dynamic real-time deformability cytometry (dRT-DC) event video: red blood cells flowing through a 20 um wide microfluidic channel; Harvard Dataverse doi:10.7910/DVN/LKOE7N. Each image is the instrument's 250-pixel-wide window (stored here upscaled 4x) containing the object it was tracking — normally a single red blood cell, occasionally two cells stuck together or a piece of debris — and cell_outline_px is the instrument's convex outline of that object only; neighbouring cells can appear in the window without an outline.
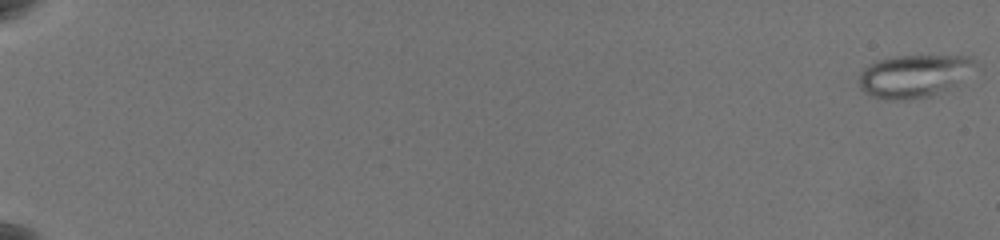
{"species": "common noctule bat (a hibernating species)", "species_latin": "Nyctalus noctula", "temperature_condition": "warm", "stored_images_in_passage": 63, "camera_frame_rate_fps": 3000, "um_per_image_px": 0.085, "animal": {"sex": "female", "body_mass_g": 19.5, "forearm_length_mm": 54.1}, "frame": {"image": 1, "passage_image": 1, "time_ms": 0.0, "image_size_px": [1000, 240], "cell_outline_px": [[984, 68], [932, 96], [908, 100], [892, 100], [872, 96], [860, 88], [860, 72], [864, 68], [880, 60], [900, 56], [964, 56], [972, 60]], "centroid_in_image_um": [77.78, 6.46], "position_along_channel_um": 7.2, "area_um2": 28.9}}
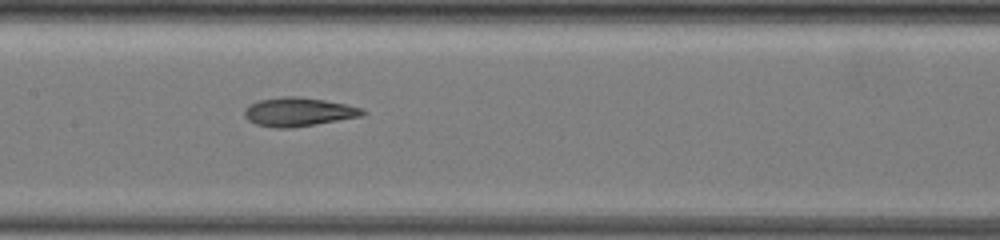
{"frame": {"image": 2, "passage_image": 36, "time_ms": 11.667, "image_size_px": [1000, 240], "cell_outline_px": [[368, 112], [360, 116], [316, 124], [292, 128], [276, 128], [256, 124], [248, 120], [244, 116], [244, 108], [248, 104], [260, 100], [284, 96], [300, 96], [324, 100], [364, 108]], "centroid_in_image_um": [25.35, 9.51], "position_along_channel_um": 182.1, "area_um2": 19.83}}
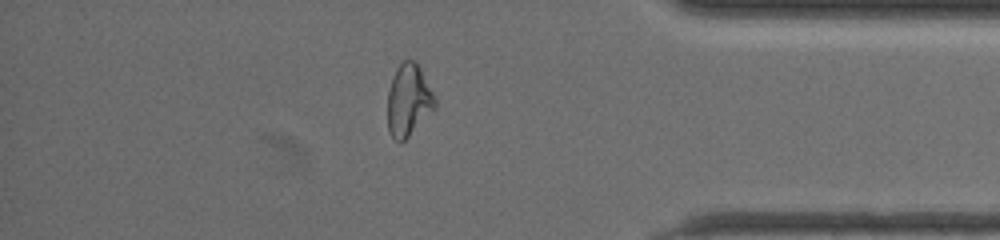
{"frame": {"image": 3, "passage_image": 56, "time_ms": 18.333, "image_size_px": [1000, 240], "cell_outline_px": [[436, 108], [400, 144], [388, 132], [388, 92], [392, 76], [396, 68], [404, 60], [416, 60], [436, 100]], "centroid_in_image_um": [34.71, 8.52], "position_along_channel_um": 400.5, "area_um2": 19.77}, "authors_computed_cell_mechanics": {"area_um2": 21.386, "velocity_mm_per_s": 3.5505, "shape_relaxation_time_tau1_ms": null, "shape_relaxation_time_tau2_ms": 1.9645, "deformation_change_tau1": null, "deformation_change_tau2": 0.092}}